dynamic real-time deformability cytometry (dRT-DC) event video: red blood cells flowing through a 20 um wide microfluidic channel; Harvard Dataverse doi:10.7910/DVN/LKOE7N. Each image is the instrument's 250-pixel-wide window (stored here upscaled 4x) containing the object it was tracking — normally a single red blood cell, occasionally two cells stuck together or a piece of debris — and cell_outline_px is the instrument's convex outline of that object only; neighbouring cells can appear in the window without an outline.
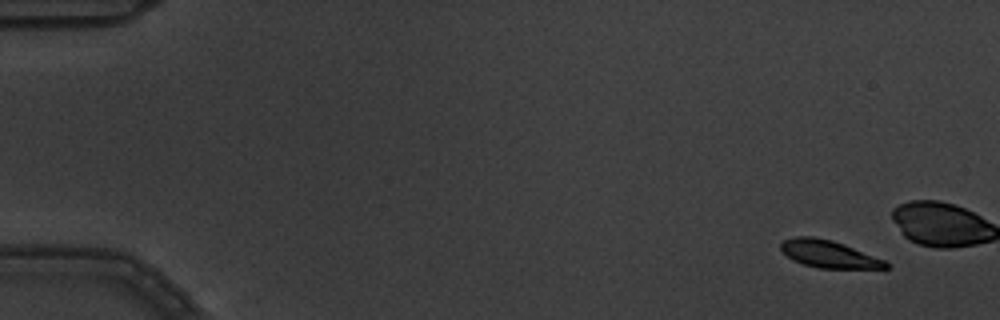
{"species": "common noctule bat (a hibernating species)", "species_latin": "Nyctalus noctula", "temperature_condition": "warm", "stored_images_in_passage": 6, "segment_of_instrument_passage": [1, 2], "camera_frame_rate_fps": 3000, "um_per_image_px": 0.085, "animal": {"sex": "male", "body_mass_g": 19.5, "forearm_length_mm": 54.6}, "frame": {"image": 1, "passage_image": 1, "time_ms": 0.0, "image_size_px": [1000, 320], "cell_outline_px": [[888, 268], [820, 268], [804, 264], [792, 260], [780, 248], [780, 244], [784, 240], [796, 236], [812, 236], [832, 240], [844, 244], [884, 260], [888, 264]], "centroid_in_image_um": [70.41, 21.58], "position_along_channel_um": 14.6, "area_um2": 16.47}}